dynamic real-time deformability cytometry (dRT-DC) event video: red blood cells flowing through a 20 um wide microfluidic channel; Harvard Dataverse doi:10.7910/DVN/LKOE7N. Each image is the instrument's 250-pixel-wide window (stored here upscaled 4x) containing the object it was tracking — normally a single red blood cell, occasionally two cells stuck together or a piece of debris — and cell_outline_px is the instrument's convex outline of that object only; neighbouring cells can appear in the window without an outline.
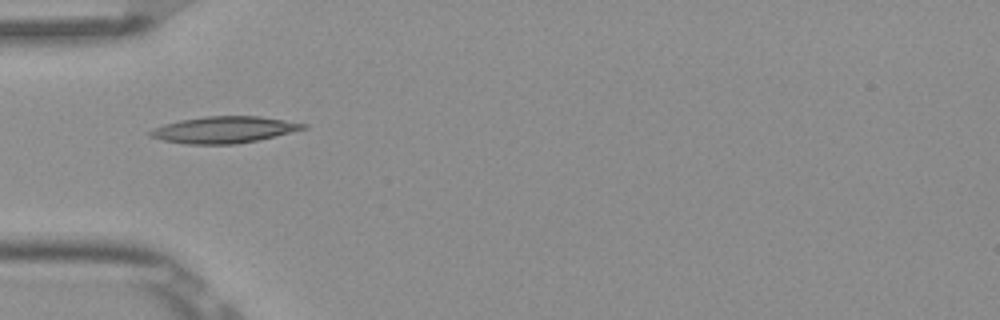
{"species": "Egyptian fruit bat (a non-hibernating species)", "species_latin": "Rousettus aegyptiacus", "temperature_condition": "room temperature", "stored_images_in_passage": 3, "camera_frame_rate_fps": 3000, "um_per_image_px": 0.085, "frame": {"image": 1, "passage_image": 1, "time_ms": 0.0, "image_size_px": [1000, 320], "cell_outline_px": [[308, 128], [276, 136], [236, 144], [188, 144], [164, 140], [148, 136], [148, 132], [152, 128], [164, 124], [180, 120], [204, 116], [260, 116], [308, 124]], "centroid_in_image_um": [19.04, 11.02], "position_along_channel_um": 66.0, "area_um2": 23.7}}
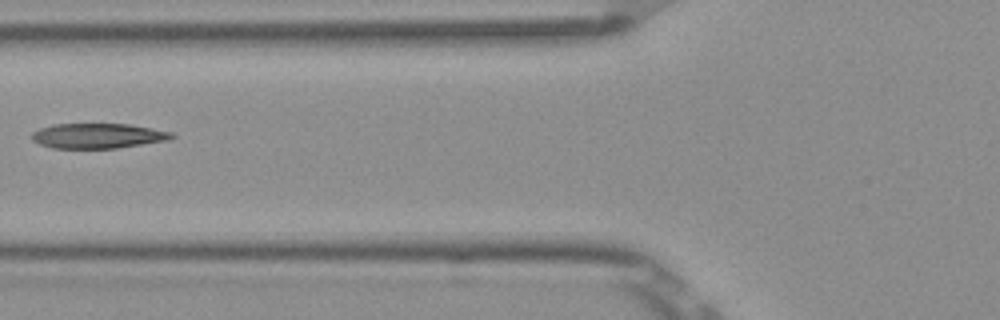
{"frame": {"image": 2, "passage_image": 2, "time_ms": 0.333, "image_size_px": [1000, 320], "cell_outline_px": [[176, 136], [168, 140], [116, 148], [52, 148], [40, 144], [32, 140], [32, 132], [40, 128], [52, 124], [128, 124], [152, 128], [172, 132]], "centroid_in_image_um": [8.31, 11.54], "position_along_channel_um": 117.5, "area_um2": 20.35}}
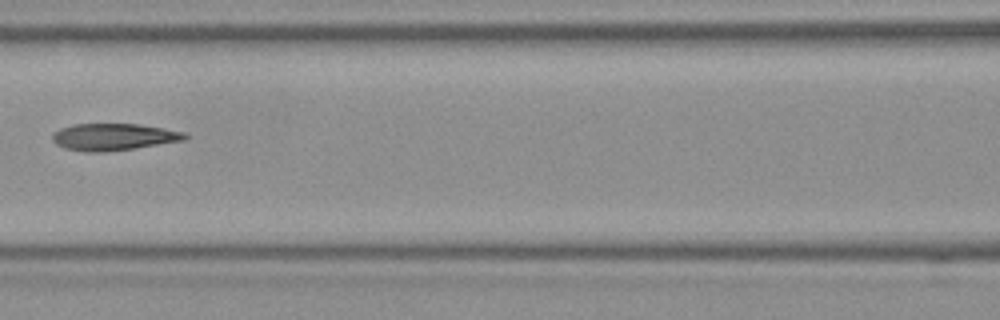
{"frame": {"image": 3, "passage_image": 3, "time_ms": 0.667, "image_size_px": [1000, 320], "cell_outline_px": [[188, 136], [184, 140], [132, 148], [104, 152], [84, 152], [64, 148], [56, 144], [52, 140], [52, 136], [60, 128], [72, 124], [140, 124], [164, 128], [184, 132]], "centroid_in_image_um": [9.62, 11.63], "position_along_channel_um": 157.0, "area_um2": 20.63}}